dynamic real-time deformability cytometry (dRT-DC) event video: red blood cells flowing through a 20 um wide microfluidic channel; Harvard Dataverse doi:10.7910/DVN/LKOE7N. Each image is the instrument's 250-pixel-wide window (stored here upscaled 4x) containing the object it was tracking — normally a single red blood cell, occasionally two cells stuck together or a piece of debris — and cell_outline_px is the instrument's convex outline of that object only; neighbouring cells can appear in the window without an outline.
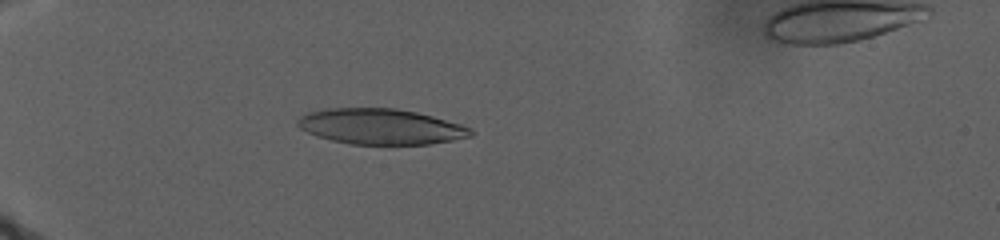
{"species": "human", "species_latin": "Homo sapiens", "temperature_condition": "warm", "stored_images_in_passage": 145, "camera_frame_rate_fps": 3000, "um_per_image_px": 0.085, "donor": {"sex": "male"}, "frame": {"image": 1, "passage_image": 63, "time_ms": 13.0, "image_size_px": [1000, 240], "cell_outline_px": [[476, 132], [472, 136], [452, 140], [428, 144], [352, 144], [332, 140], [308, 132], [300, 128], [296, 124], [296, 120], [300, 116], [308, 112], [328, 108], [396, 108], [416, 112], [432, 116], [460, 124], [472, 128]], "centroid_in_image_um": [32.38, 10.75], "position_along_channel_um": 52.6, "area_um2": 35.78}}
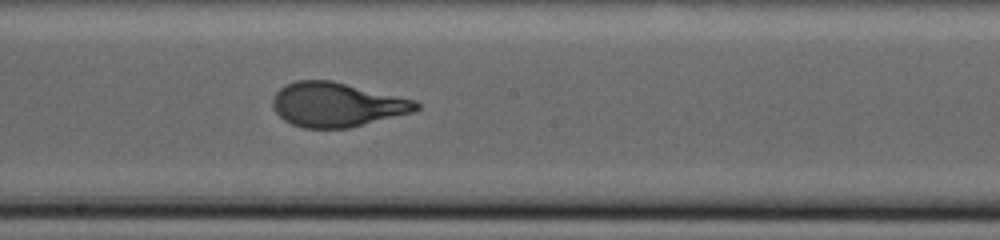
{"frame": {"image": 2, "passage_image": 94, "time_ms": 23.333, "image_size_px": [1000, 240], "cell_outline_px": [[420, 108], [416, 112], [348, 128], [304, 128], [292, 124], [284, 120], [272, 108], [272, 96], [280, 88], [296, 80], [332, 80], [416, 100], [420, 104]], "centroid_in_image_um": [28.65, 8.89], "position_along_channel_um": 219.6, "area_um2": 37.28}}
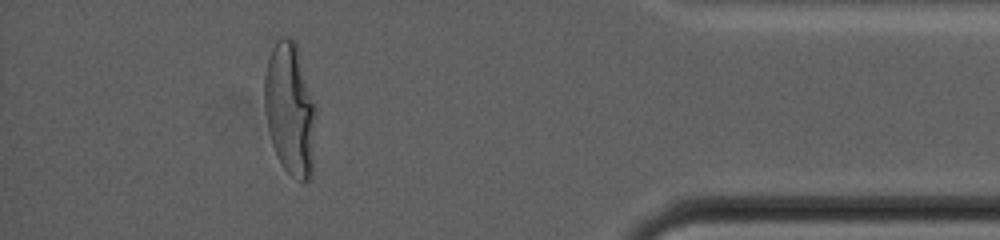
{"frame": {"image": 3, "passage_image": 136, "time_ms": 34.667, "image_size_px": [1000, 240], "cell_outline_px": [[316, 116], [312, 176], [308, 180], [300, 180], [292, 176], [284, 168], [272, 144], [268, 128], [264, 108], [264, 76], [268, 56], [276, 40], [280, 36], [288, 36], [296, 40], [316, 108]], "centroid_in_image_um": [24.65, 9.22], "position_along_channel_um": 410.5, "area_um2": 40.11}}